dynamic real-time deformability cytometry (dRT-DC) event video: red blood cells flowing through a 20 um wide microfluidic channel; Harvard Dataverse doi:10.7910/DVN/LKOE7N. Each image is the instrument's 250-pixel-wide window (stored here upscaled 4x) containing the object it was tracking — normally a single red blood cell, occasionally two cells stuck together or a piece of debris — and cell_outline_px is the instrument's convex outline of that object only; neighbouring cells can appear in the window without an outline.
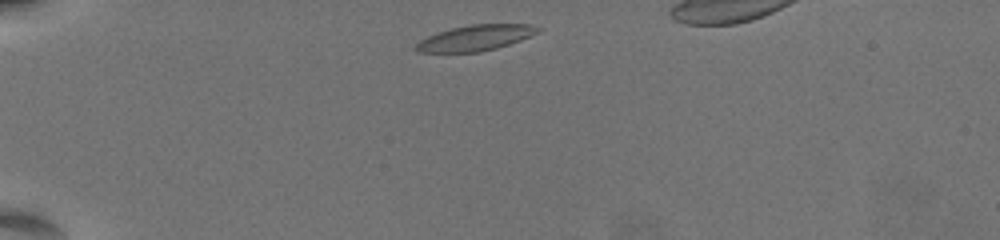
{"species": "common noctule bat (a hibernating species)", "species_latin": "Nyctalus noctula", "temperature_condition": "warm", "stored_images_in_passage": 40, "camera_frame_rate_fps": 3000, "um_per_image_px": 0.085, "animal": {"sex": "female", "body_mass_g": 19.5, "forearm_length_mm": 54.1}, "frame": {"image": 1, "passage_image": 2, "time_ms": 0.333, "image_size_px": [1000, 240], "cell_outline_px": [[540, 32], [520, 40], [496, 48], [480, 52], [416, 52], [412, 48], [420, 40], [436, 32], [452, 28], [472, 24], [532, 24], [540, 28]], "centroid_in_image_um": [40.39, 3.22], "position_along_channel_um": 44.6, "area_um2": 18.26}}
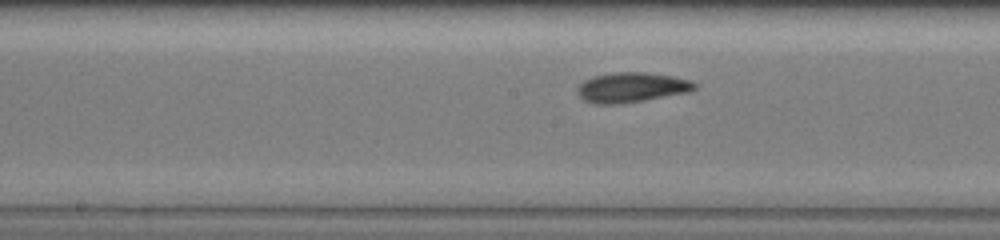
{"frame": {"image": 2, "passage_image": 19, "time_ms": 6.0, "image_size_px": [1000, 240], "cell_outline_px": [[696, 88], [688, 92], [644, 100], [616, 104], [596, 104], [584, 100], [580, 96], [576, 88], [584, 80], [592, 76], [616, 72], [644, 72], [672, 76], [692, 80], [696, 84]], "centroid_in_image_um": [53.67, 7.42], "position_along_channel_um": 194.5, "area_um2": 20.35}}
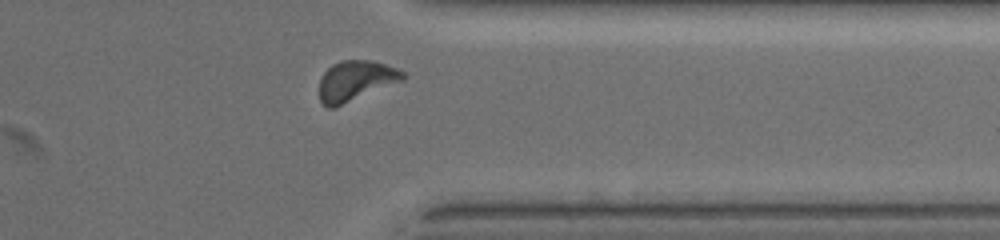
{"frame": {"image": 3, "passage_image": 35, "time_ms": 11.333, "image_size_px": [1000, 240], "cell_outline_px": [[408, 76], [404, 80], [332, 108], [328, 108], [320, 100], [320, 76], [332, 64], [340, 60], [372, 60], [396, 68], [404, 72]], "centroid_in_image_um": [30.24, 6.84], "position_along_channel_um": 381.2, "area_um2": 19.48}, "authors_computed_cell_mechanics": {"area_um2": 18.8428, "velocity_mm_per_s": 3.5303, "shape_relaxation_time_tau1_ms": 3.8779, "shape_relaxation_time_tau2_ms": 3.0466, "deformation_change_tau1": 0.1346, "deformation_change_tau2": 0.083}}